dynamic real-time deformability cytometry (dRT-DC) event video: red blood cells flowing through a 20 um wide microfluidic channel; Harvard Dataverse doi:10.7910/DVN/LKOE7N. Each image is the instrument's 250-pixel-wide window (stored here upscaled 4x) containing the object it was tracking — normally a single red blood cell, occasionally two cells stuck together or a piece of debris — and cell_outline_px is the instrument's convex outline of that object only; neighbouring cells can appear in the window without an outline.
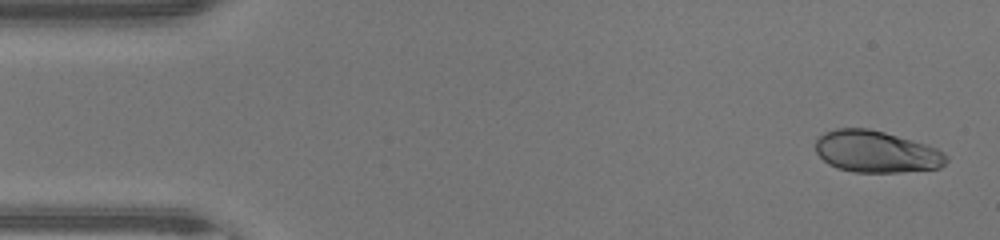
{"species": "human", "species_latin": "Homo sapiens", "temperature_condition": "warm", "stored_images_in_passage": 47, "camera_frame_rate_fps": 3000, "um_per_image_px": 0.085, "donor": {"sex": "male"}, "frame": {"image": 1, "passage_image": 2, "time_ms": 0.333, "image_size_px": [1000, 240], "cell_outline_px": [[948, 160], [940, 168], [900, 172], [852, 172], [836, 168], [828, 164], [816, 152], [816, 136], [824, 132], [836, 128], [868, 128], [884, 132], [912, 140], [936, 148], [944, 152], [948, 156]], "centroid_in_image_um": [74.46, 12.89], "position_along_channel_um": 10.5, "area_um2": 31.96}}
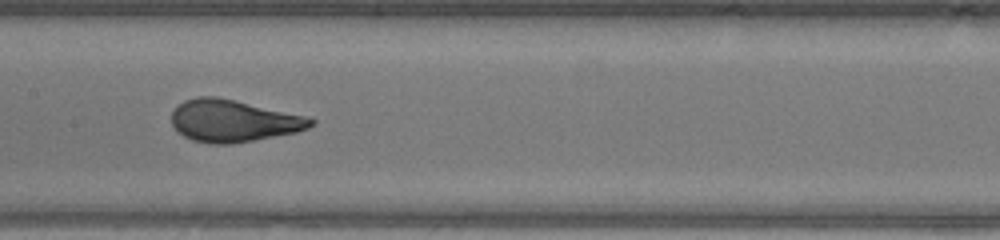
{"frame": {"image": 2, "passage_image": 23, "time_ms": 7.333, "image_size_px": [1000, 240], "cell_outline_px": [[316, 124], [308, 128], [296, 132], [232, 144], [212, 144], [192, 140], [176, 132], [172, 124], [172, 112], [184, 100], [196, 96], [216, 96], [236, 100], [308, 116], [316, 120]], "centroid_in_image_um": [19.84, 10.26], "position_along_channel_um": 187.6, "area_um2": 34.39}}
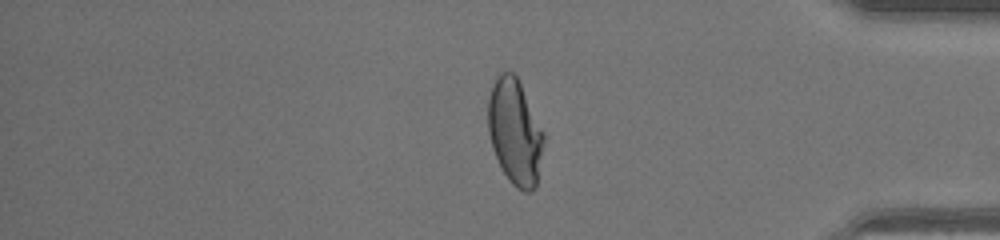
{"frame": {"image": 3, "passage_image": 39, "time_ms": 12.667, "image_size_px": [1000, 240], "cell_outline_px": [[544, 144], [536, 188], [532, 192], [524, 192], [516, 188], [512, 184], [504, 172], [492, 148], [488, 132], [488, 100], [492, 84], [496, 76], [504, 68], [512, 72], [516, 76], [544, 132]], "centroid_in_image_um": [43.77, 11.21], "position_along_channel_um": 391.4, "area_um2": 34.39}, "authors_computed_cell_mechanics": {"area_um2": 34.0442, "velocity_mm_per_s": 4.3555, "shape_relaxation_time_tau1_ms": 6.7783, "shape_relaxation_time_tau2_ms": null, "deformation_change_tau1": 0.289, "deformation_change_tau2": null}}